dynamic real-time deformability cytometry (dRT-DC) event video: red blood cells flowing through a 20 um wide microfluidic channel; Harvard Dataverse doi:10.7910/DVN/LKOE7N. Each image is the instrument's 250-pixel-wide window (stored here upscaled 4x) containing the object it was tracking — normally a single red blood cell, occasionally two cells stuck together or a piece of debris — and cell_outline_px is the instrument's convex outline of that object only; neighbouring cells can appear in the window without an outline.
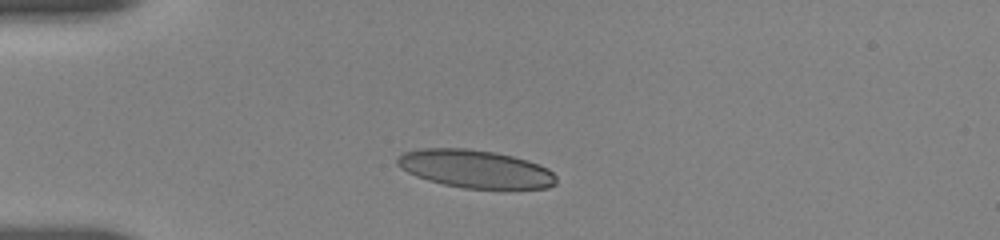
{"species": "human", "species_latin": "Homo sapiens", "temperature_condition": "room temperature", "stored_images_in_passage": 5, "camera_frame_rate_fps": 3000, "um_per_image_px": 0.085, "donor": {"sex": "female"}, "frame": {"image": 1, "passage_image": 1, "time_ms": 0.0, "image_size_px": [1000, 240], "cell_outline_px": [[556, 184], [548, 188], [464, 188], [444, 184], [428, 180], [416, 176], [400, 168], [396, 164], [396, 160], [404, 152], [420, 148], [468, 148], [496, 152], [528, 160], [548, 168], [556, 176]], "centroid_in_image_um": [40.4, 14.34], "position_along_channel_um": 44.6, "area_um2": 35.14}}
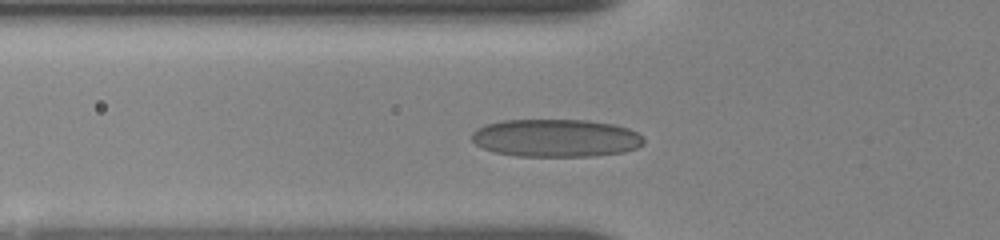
{"frame": {"image": 2, "passage_image": 3, "time_ms": 1.667, "image_size_px": [1000, 240], "cell_outline_px": [[644, 144], [636, 148], [624, 152], [592, 156], [516, 156], [496, 152], [484, 148], [476, 144], [472, 140], [472, 132], [476, 128], [484, 124], [504, 120], [588, 120], [612, 124], [628, 128], [636, 132], [644, 140]], "centroid_in_image_um": [47.23, 11.73], "position_along_channel_um": 78.6, "area_um2": 37.92}}
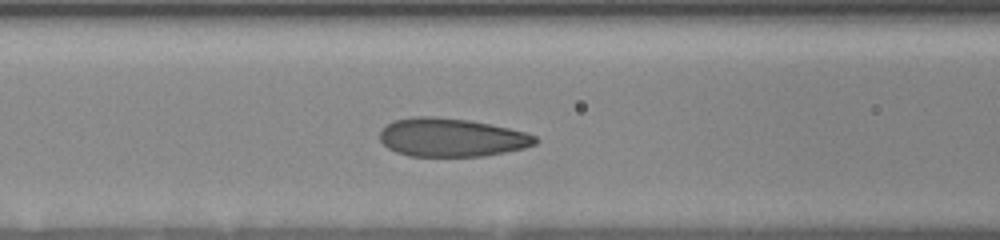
{"frame": {"image": 3, "passage_image": 5, "time_ms": 3.0, "image_size_px": [1000, 240], "cell_outline_px": [[540, 140], [536, 144], [524, 148], [484, 156], [408, 156], [396, 152], [388, 148], [380, 140], [380, 132], [392, 120], [416, 116], [432, 116], [468, 120], [508, 128], [524, 132], [536, 136]], "centroid_in_image_um": [38.37, 11.69], "position_along_channel_um": 128.2, "area_um2": 34.74}}